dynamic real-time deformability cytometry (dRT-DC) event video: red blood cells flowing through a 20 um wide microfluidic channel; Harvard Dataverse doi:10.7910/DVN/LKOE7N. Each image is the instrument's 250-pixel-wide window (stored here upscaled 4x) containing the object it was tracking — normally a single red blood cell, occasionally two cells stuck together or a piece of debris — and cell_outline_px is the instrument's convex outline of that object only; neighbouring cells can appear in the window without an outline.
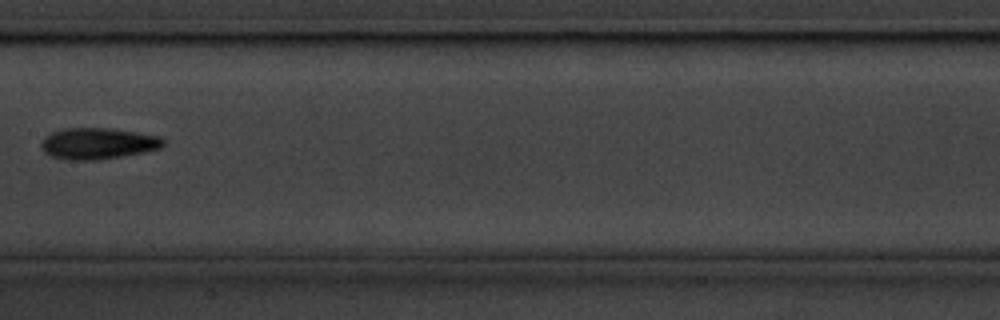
{"species": "common noctule bat (a hibernating species)", "species_latin": "Nyctalus noctula", "temperature_condition": "cold", "stored_images_in_passage": 6, "camera_frame_rate_fps": 3000, "um_per_image_px": 0.085, "animal": {"sex": "male", "body_mass_g": 20.1, "forearm_length_mm": 53.5}, "frame": {"image": 1, "passage_image": 4, "time_ms": 1.0, "image_size_px": [1000, 320], "cell_outline_px": [[164, 144], [160, 148], [144, 152], [124, 156], [96, 160], [68, 160], [52, 156], [44, 152], [40, 144], [44, 136], [60, 128], [112, 128], [160, 136], [164, 140]], "centroid_in_image_um": [8.3, 12.19], "position_along_channel_um": 199.1, "area_um2": 22.43}}